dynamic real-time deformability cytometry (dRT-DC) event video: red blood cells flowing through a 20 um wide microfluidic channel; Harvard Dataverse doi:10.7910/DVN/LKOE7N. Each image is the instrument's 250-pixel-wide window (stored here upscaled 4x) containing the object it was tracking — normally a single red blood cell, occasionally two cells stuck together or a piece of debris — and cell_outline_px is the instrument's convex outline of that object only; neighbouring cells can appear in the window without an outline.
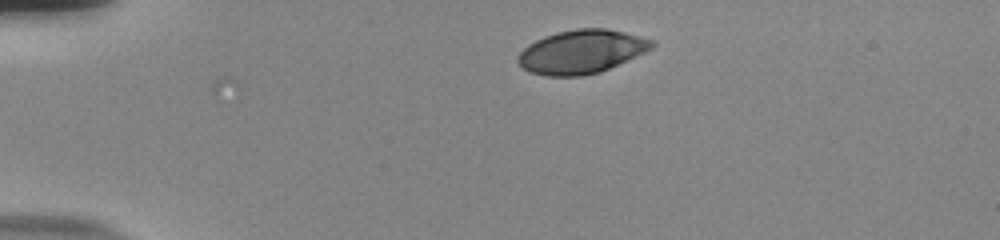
{"species": "human", "species_latin": "Homo sapiens", "temperature_condition": "room temperature", "stored_images_in_passage": 24, "camera_frame_rate_fps": 3000, "um_per_image_px": 0.085, "donor": {"sex": "male"}, "frame": {"image": 1, "passage_image": 1, "time_ms": 0.0, "image_size_px": [1000, 240], "cell_outline_px": [[656, 44], [652, 48], [644, 52], [600, 72], [580, 76], [544, 76], [528, 72], [516, 60], [516, 56], [528, 44], [544, 36], [556, 32], [576, 28], [604, 28], [624, 32], [656, 40]], "centroid_in_image_um": [49.4, 4.39], "position_along_channel_um": 35.6, "area_um2": 34.1}}
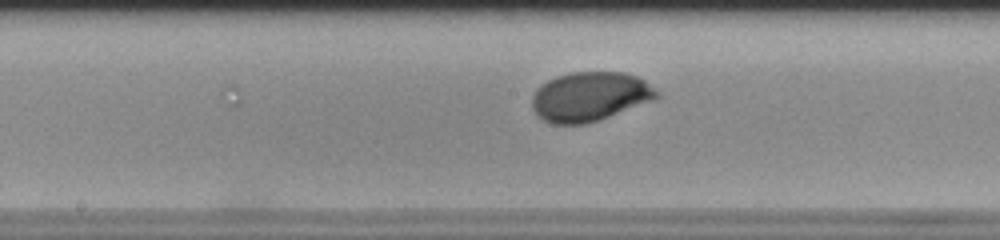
{"frame": {"image": 2, "passage_image": 19, "time_ms": 6.0, "image_size_px": [1000, 240], "cell_outline_px": [[660, 96], [656, 100], [584, 124], [552, 124], [536, 116], [532, 108], [532, 96], [536, 88], [548, 80], [556, 76], [568, 72], [624, 72], [636, 76], [644, 80], [660, 92]], "centroid_in_image_um": [50.13, 8.2], "position_along_channel_um": 198.1, "area_um2": 36.01}}
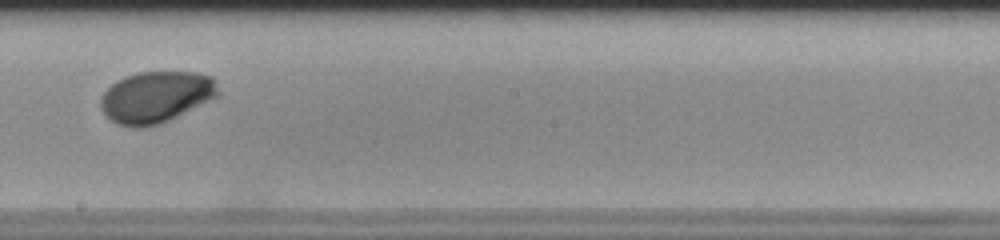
{"frame": {"image": 3, "passage_image": 22, "time_ms": 7.0, "image_size_px": [1000, 240], "cell_outline_px": [[220, 96], [160, 124], [144, 128], [132, 128], [116, 124], [100, 108], [100, 100], [104, 92], [116, 80], [140, 72], [196, 72], [212, 76], [220, 92]], "centroid_in_image_um": [13.28, 8.26], "position_along_channel_um": 234.9, "area_um2": 35.37}}